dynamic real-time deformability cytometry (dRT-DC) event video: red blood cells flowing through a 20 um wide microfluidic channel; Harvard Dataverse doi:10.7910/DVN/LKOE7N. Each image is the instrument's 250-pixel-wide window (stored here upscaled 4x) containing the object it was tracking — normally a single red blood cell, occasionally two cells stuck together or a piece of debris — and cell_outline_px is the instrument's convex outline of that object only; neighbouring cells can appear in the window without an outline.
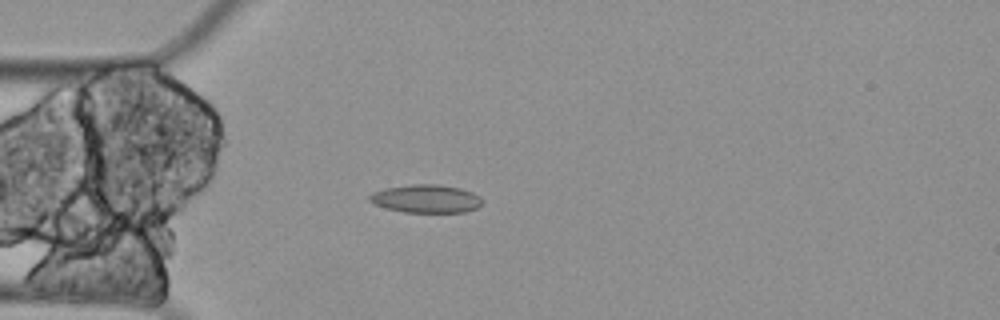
{"species": "Egyptian fruit bat (a non-hibernating species)", "species_latin": "Rousettus aegyptiacus", "temperature_condition": "cold", "stored_images_in_passage": 5, "camera_frame_rate_fps": 3000, "um_per_image_px": 0.085, "animal": {"sex": "female"}, "frame": {"image": 1, "passage_image": 5, "time_ms": 1.333, "image_size_px": [1000, 320], "cell_outline_px": [[484, 200], [476, 208], [464, 212], [404, 212], [388, 208], [376, 204], [368, 200], [368, 196], [372, 192], [384, 188], [412, 184], [440, 184], [460, 188], [472, 192], [480, 196]], "centroid_in_image_um": [36.22, 16.88], "position_along_channel_um": 48.8, "area_um2": 18.5}}